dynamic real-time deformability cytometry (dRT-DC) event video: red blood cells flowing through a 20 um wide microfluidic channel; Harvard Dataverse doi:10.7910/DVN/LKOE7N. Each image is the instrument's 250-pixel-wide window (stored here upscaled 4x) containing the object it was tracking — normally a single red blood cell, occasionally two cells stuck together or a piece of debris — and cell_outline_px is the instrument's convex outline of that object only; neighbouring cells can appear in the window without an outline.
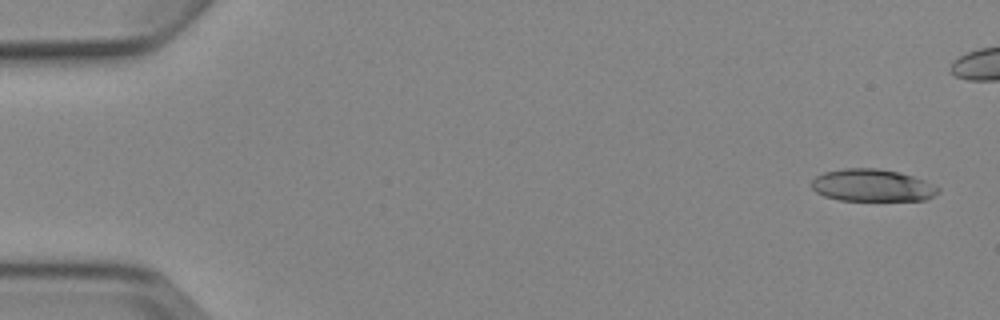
{"species": "Egyptian fruit bat (a non-hibernating species)", "species_latin": "Rousettus aegyptiacus", "temperature_condition": "cold", "stored_images_in_passage": 5, "camera_frame_rate_fps": 3000, "um_per_image_px": 0.085, "animal": {"sex": "female"}, "frame": {"image": 1, "passage_image": 1, "time_ms": 0.0, "image_size_px": [1000, 320], "cell_outline_px": [[940, 192], [924, 200], [840, 200], [824, 196], [816, 192], [812, 188], [812, 180], [816, 176], [824, 172], [844, 168], [876, 168], [896, 172], [912, 176], [924, 180], [940, 188]], "centroid_in_image_um": [74.12, 15.75], "position_along_channel_um": 10.9, "area_um2": 23.64}}